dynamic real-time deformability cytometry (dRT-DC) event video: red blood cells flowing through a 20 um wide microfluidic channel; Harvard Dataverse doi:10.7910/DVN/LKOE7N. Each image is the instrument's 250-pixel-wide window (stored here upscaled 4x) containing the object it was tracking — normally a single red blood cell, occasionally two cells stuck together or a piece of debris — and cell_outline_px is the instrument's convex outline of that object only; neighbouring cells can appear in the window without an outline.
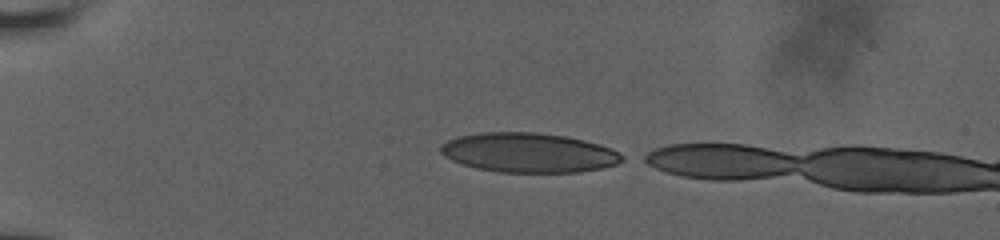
{"species": "human", "species_latin": "Homo sapiens", "temperature_condition": "room temperature", "stored_images_in_passage": 6, "camera_frame_rate_fps": 3000, "um_per_image_px": 0.085, "donor": {"sex": "male"}, "frame": {"image": 1, "passage_image": 1, "time_ms": 0.0, "image_size_px": [1000, 240], "cell_outline_px": [[628, 156], [624, 160], [616, 164], [600, 168], [580, 172], [496, 172], [476, 168], [452, 160], [444, 156], [440, 152], [440, 144], [448, 140], [460, 136], [480, 132], [536, 132], [564, 136], [584, 140], [600, 144], [612, 148]], "centroid_in_image_um": [44.97, 12.97], "position_along_channel_um": 40.0, "area_um2": 42.02}}